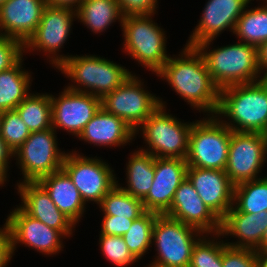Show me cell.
Listing matches in <instances>:
<instances>
[{"label": "cell", "instance_id": "obj_1", "mask_svg": "<svg viewBox=\"0 0 267 267\" xmlns=\"http://www.w3.org/2000/svg\"><path fill=\"white\" fill-rule=\"evenodd\" d=\"M180 54L170 56L156 76L166 80L191 107L208 116L216 115L220 89L212 81L203 55L186 45Z\"/></svg>", "mask_w": 267, "mask_h": 267}, {"label": "cell", "instance_id": "obj_2", "mask_svg": "<svg viewBox=\"0 0 267 267\" xmlns=\"http://www.w3.org/2000/svg\"><path fill=\"white\" fill-rule=\"evenodd\" d=\"M217 117L231 131L267 133V80L220 89Z\"/></svg>", "mask_w": 267, "mask_h": 267}, {"label": "cell", "instance_id": "obj_3", "mask_svg": "<svg viewBox=\"0 0 267 267\" xmlns=\"http://www.w3.org/2000/svg\"><path fill=\"white\" fill-rule=\"evenodd\" d=\"M212 41L202 42L196 48L203 55L211 79L219 89L262 80L256 46L239 41L211 50Z\"/></svg>", "mask_w": 267, "mask_h": 267}, {"label": "cell", "instance_id": "obj_4", "mask_svg": "<svg viewBox=\"0 0 267 267\" xmlns=\"http://www.w3.org/2000/svg\"><path fill=\"white\" fill-rule=\"evenodd\" d=\"M117 63L94 55H70L57 69L70 78L73 83L68 89L92 94L103 99L114 91L131 72ZM73 80V81H72Z\"/></svg>", "mask_w": 267, "mask_h": 267}, {"label": "cell", "instance_id": "obj_5", "mask_svg": "<svg viewBox=\"0 0 267 267\" xmlns=\"http://www.w3.org/2000/svg\"><path fill=\"white\" fill-rule=\"evenodd\" d=\"M154 15H126L121 29L124 52L144 68L157 73L170 56L166 51V33L152 20Z\"/></svg>", "mask_w": 267, "mask_h": 267}, {"label": "cell", "instance_id": "obj_6", "mask_svg": "<svg viewBox=\"0 0 267 267\" xmlns=\"http://www.w3.org/2000/svg\"><path fill=\"white\" fill-rule=\"evenodd\" d=\"M230 138L231 130L216 115L193 121L185 159L188 167L225 171Z\"/></svg>", "mask_w": 267, "mask_h": 267}, {"label": "cell", "instance_id": "obj_7", "mask_svg": "<svg viewBox=\"0 0 267 267\" xmlns=\"http://www.w3.org/2000/svg\"><path fill=\"white\" fill-rule=\"evenodd\" d=\"M193 122L186 124L166 113L160 105L135 131L140 130L148 148H138L158 158L186 159Z\"/></svg>", "mask_w": 267, "mask_h": 267}, {"label": "cell", "instance_id": "obj_8", "mask_svg": "<svg viewBox=\"0 0 267 267\" xmlns=\"http://www.w3.org/2000/svg\"><path fill=\"white\" fill-rule=\"evenodd\" d=\"M205 235L193 226L158 215L155 219L152 243L157 254L150 265L158 267H189L192 250L196 242Z\"/></svg>", "mask_w": 267, "mask_h": 267}, {"label": "cell", "instance_id": "obj_9", "mask_svg": "<svg viewBox=\"0 0 267 267\" xmlns=\"http://www.w3.org/2000/svg\"><path fill=\"white\" fill-rule=\"evenodd\" d=\"M56 131L49 128L31 132L14 151V158L23 174L22 182H37L44 176L62 169L66 153L58 149Z\"/></svg>", "mask_w": 267, "mask_h": 267}, {"label": "cell", "instance_id": "obj_10", "mask_svg": "<svg viewBox=\"0 0 267 267\" xmlns=\"http://www.w3.org/2000/svg\"><path fill=\"white\" fill-rule=\"evenodd\" d=\"M144 84L131 74L119 87L101 99V106L121 118L135 131L165 102L144 89Z\"/></svg>", "mask_w": 267, "mask_h": 267}, {"label": "cell", "instance_id": "obj_11", "mask_svg": "<svg viewBox=\"0 0 267 267\" xmlns=\"http://www.w3.org/2000/svg\"><path fill=\"white\" fill-rule=\"evenodd\" d=\"M62 169L71 178L85 204H100L103 197L117 184L114 170L101 158L83 156L76 151L65 155Z\"/></svg>", "mask_w": 267, "mask_h": 267}, {"label": "cell", "instance_id": "obj_12", "mask_svg": "<svg viewBox=\"0 0 267 267\" xmlns=\"http://www.w3.org/2000/svg\"><path fill=\"white\" fill-rule=\"evenodd\" d=\"M76 17L77 13L74 9L46 5L42 12L40 24L24 45V52L28 49L30 52L34 50L45 52L44 55H49L50 64L57 69L63 61L69 58L68 54L60 55L58 53L68 39L73 18L76 19Z\"/></svg>", "mask_w": 267, "mask_h": 267}, {"label": "cell", "instance_id": "obj_13", "mask_svg": "<svg viewBox=\"0 0 267 267\" xmlns=\"http://www.w3.org/2000/svg\"><path fill=\"white\" fill-rule=\"evenodd\" d=\"M266 158L265 134L231 131L225 172L234 185L260 178Z\"/></svg>", "mask_w": 267, "mask_h": 267}, {"label": "cell", "instance_id": "obj_14", "mask_svg": "<svg viewBox=\"0 0 267 267\" xmlns=\"http://www.w3.org/2000/svg\"><path fill=\"white\" fill-rule=\"evenodd\" d=\"M3 227L11 236L13 251L18 243L44 255H54L62 251V238L65 236L59 230L32 218L19 206L10 212Z\"/></svg>", "mask_w": 267, "mask_h": 267}, {"label": "cell", "instance_id": "obj_15", "mask_svg": "<svg viewBox=\"0 0 267 267\" xmlns=\"http://www.w3.org/2000/svg\"><path fill=\"white\" fill-rule=\"evenodd\" d=\"M52 128L76 137L101 107V99L89 93L65 88L58 97L51 94Z\"/></svg>", "mask_w": 267, "mask_h": 267}, {"label": "cell", "instance_id": "obj_16", "mask_svg": "<svg viewBox=\"0 0 267 267\" xmlns=\"http://www.w3.org/2000/svg\"><path fill=\"white\" fill-rule=\"evenodd\" d=\"M186 177L204 204L221 221L233 206L235 185L226 172L187 167Z\"/></svg>", "mask_w": 267, "mask_h": 267}, {"label": "cell", "instance_id": "obj_17", "mask_svg": "<svg viewBox=\"0 0 267 267\" xmlns=\"http://www.w3.org/2000/svg\"><path fill=\"white\" fill-rule=\"evenodd\" d=\"M187 167L185 159L155 157L152 187L142 199L146 211L164 215L170 209L176 190L186 178Z\"/></svg>", "mask_w": 267, "mask_h": 267}, {"label": "cell", "instance_id": "obj_18", "mask_svg": "<svg viewBox=\"0 0 267 267\" xmlns=\"http://www.w3.org/2000/svg\"><path fill=\"white\" fill-rule=\"evenodd\" d=\"M195 227L205 235L217 234L221 221L208 209L186 177L176 190L170 209L164 214Z\"/></svg>", "mask_w": 267, "mask_h": 267}, {"label": "cell", "instance_id": "obj_19", "mask_svg": "<svg viewBox=\"0 0 267 267\" xmlns=\"http://www.w3.org/2000/svg\"><path fill=\"white\" fill-rule=\"evenodd\" d=\"M249 4L248 0H208L186 46L196 47L207 40H215L227 28L234 33L237 20Z\"/></svg>", "mask_w": 267, "mask_h": 267}, {"label": "cell", "instance_id": "obj_20", "mask_svg": "<svg viewBox=\"0 0 267 267\" xmlns=\"http://www.w3.org/2000/svg\"><path fill=\"white\" fill-rule=\"evenodd\" d=\"M45 6V0L5 1L0 6V35L25 45L40 24Z\"/></svg>", "mask_w": 267, "mask_h": 267}, {"label": "cell", "instance_id": "obj_21", "mask_svg": "<svg viewBox=\"0 0 267 267\" xmlns=\"http://www.w3.org/2000/svg\"><path fill=\"white\" fill-rule=\"evenodd\" d=\"M17 186L22 201L19 207L25 213L48 227L59 230L65 237L72 235L75 224L57 208L38 182L19 181Z\"/></svg>", "mask_w": 267, "mask_h": 267}, {"label": "cell", "instance_id": "obj_22", "mask_svg": "<svg viewBox=\"0 0 267 267\" xmlns=\"http://www.w3.org/2000/svg\"><path fill=\"white\" fill-rule=\"evenodd\" d=\"M267 228V211L256 214L238 211L234 206L221 220V236H232L237 242H225L234 248L260 250L262 238Z\"/></svg>", "mask_w": 267, "mask_h": 267}, {"label": "cell", "instance_id": "obj_23", "mask_svg": "<svg viewBox=\"0 0 267 267\" xmlns=\"http://www.w3.org/2000/svg\"><path fill=\"white\" fill-rule=\"evenodd\" d=\"M135 136L133 128L101 106L77 138L90 144L93 143L94 146L112 148L132 142Z\"/></svg>", "mask_w": 267, "mask_h": 267}, {"label": "cell", "instance_id": "obj_24", "mask_svg": "<svg viewBox=\"0 0 267 267\" xmlns=\"http://www.w3.org/2000/svg\"><path fill=\"white\" fill-rule=\"evenodd\" d=\"M57 208L75 225L83 217L86 204L68 174L60 169L37 181Z\"/></svg>", "mask_w": 267, "mask_h": 267}, {"label": "cell", "instance_id": "obj_25", "mask_svg": "<svg viewBox=\"0 0 267 267\" xmlns=\"http://www.w3.org/2000/svg\"><path fill=\"white\" fill-rule=\"evenodd\" d=\"M23 60L22 57L13 67L0 72V112L15 110L30 94L31 74L22 69Z\"/></svg>", "mask_w": 267, "mask_h": 267}, {"label": "cell", "instance_id": "obj_26", "mask_svg": "<svg viewBox=\"0 0 267 267\" xmlns=\"http://www.w3.org/2000/svg\"><path fill=\"white\" fill-rule=\"evenodd\" d=\"M82 22L93 33H101L118 20L122 25L124 15L117 0H83L76 11Z\"/></svg>", "mask_w": 267, "mask_h": 267}, {"label": "cell", "instance_id": "obj_27", "mask_svg": "<svg viewBox=\"0 0 267 267\" xmlns=\"http://www.w3.org/2000/svg\"><path fill=\"white\" fill-rule=\"evenodd\" d=\"M126 164L127 187L117 185L133 197L143 199L152 187L154 180L155 157L140 149L133 152Z\"/></svg>", "mask_w": 267, "mask_h": 267}, {"label": "cell", "instance_id": "obj_28", "mask_svg": "<svg viewBox=\"0 0 267 267\" xmlns=\"http://www.w3.org/2000/svg\"><path fill=\"white\" fill-rule=\"evenodd\" d=\"M15 110L20 115L30 132L52 128L51 95L30 93Z\"/></svg>", "mask_w": 267, "mask_h": 267}, {"label": "cell", "instance_id": "obj_29", "mask_svg": "<svg viewBox=\"0 0 267 267\" xmlns=\"http://www.w3.org/2000/svg\"><path fill=\"white\" fill-rule=\"evenodd\" d=\"M248 7L237 20L233 34L239 38L238 41L258 48L267 41V2L253 9Z\"/></svg>", "mask_w": 267, "mask_h": 267}, {"label": "cell", "instance_id": "obj_30", "mask_svg": "<svg viewBox=\"0 0 267 267\" xmlns=\"http://www.w3.org/2000/svg\"><path fill=\"white\" fill-rule=\"evenodd\" d=\"M233 206L250 214L267 211V176L235 185Z\"/></svg>", "mask_w": 267, "mask_h": 267}, {"label": "cell", "instance_id": "obj_31", "mask_svg": "<svg viewBox=\"0 0 267 267\" xmlns=\"http://www.w3.org/2000/svg\"><path fill=\"white\" fill-rule=\"evenodd\" d=\"M99 208L104 216L125 217L132 220L138 219L146 212L142 199L133 197L117 184L103 197Z\"/></svg>", "mask_w": 267, "mask_h": 267}, {"label": "cell", "instance_id": "obj_32", "mask_svg": "<svg viewBox=\"0 0 267 267\" xmlns=\"http://www.w3.org/2000/svg\"><path fill=\"white\" fill-rule=\"evenodd\" d=\"M159 214L146 211L138 219L134 220L122 236L129 251L137 259H141L152 244L153 226Z\"/></svg>", "mask_w": 267, "mask_h": 267}, {"label": "cell", "instance_id": "obj_33", "mask_svg": "<svg viewBox=\"0 0 267 267\" xmlns=\"http://www.w3.org/2000/svg\"><path fill=\"white\" fill-rule=\"evenodd\" d=\"M206 237L208 234L203 235L194 245L189 267H222V251L228 245L223 240L217 241L221 237L220 233L213 234L214 239L211 236V240Z\"/></svg>", "mask_w": 267, "mask_h": 267}, {"label": "cell", "instance_id": "obj_34", "mask_svg": "<svg viewBox=\"0 0 267 267\" xmlns=\"http://www.w3.org/2000/svg\"><path fill=\"white\" fill-rule=\"evenodd\" d=\"M31 134L16 110L2 112L0 136L15 151Z\"/></svg>", "mask_w": 267, "mask_h": 267}, {"label": "cell", "instance_id": "obj_35", "mask_svg": "<svg viewBox=\"0 0 267 267\" xmlns=\"http://www.w3.org/2000/svg\"><path fill=\"white\" fill-rule=\"evenodd\" d=\"M99 244L105 258L117 267H127L138 260L129 251L122 236L99 234Z\"/></svg>", "mask_w": 267, "mask_h": 267}, {"label": "cell", "instance_id": "obj_36", "mask_svg": "<svg viewBox=\"0 0 267 267\" xmlns=\"http://www.w3.org/2000/svg\"><path fill=\"white\" fill-rule=\"evenodd\" d=\"M222 267H257L256 251L227 246L222 251Z\"/></svg>", "mask_w": 267, "mask_h": 267}, {"label": "cell", "instance_id": "obj_37", "mask_svg": "<svg viewBox=\"0 0 267 267\" xmlns=\"http://www.w3.org/2000/svg\"><path fill=\"white\" fill-rule=\"evenodd\" d=\"M23 53L24 45L20 41L0 35V72L13 67Z\"/></svg>", "mask_w": 267, "mask_h": 267}, {"label": "cell", "instance_id": "obj_38", "mask_svg": "<svg viewBox=\"0 0 267 267\" xmlns=\"http://www.w3.org/2000/svg\"><path fill=\"white\" fill-rule=\"evenodd\" d=\"M124 16L156 14L157 0H117Z\"/></svg>", "mask_w": 267, "mask_h": 267}, {"label": "cell", "instance_id": "obj_39", "mask_svg": "<svg viewBox=\"0 0 267 267\" xmlns=\"http://www.w3.org/2000/svg\"><path fill=\"white\" fill-rule=\"evenodd\" d=\"M134 220L125 217L104 216L100 234L123 236Z\"/></svg>", "mask_w": 267, "mask_h": 267}, {"label": "cell", "instance_id": "obj_40", "mask_svg": "<svg viewBox=\"0 0 267 267\" xmlns=\"http://www.w3.org/2000/svg\"><path fill=\"white\" fill-rule=\"evenodd\" d=\"M13 255L11 236L4 227H0V267H6Z\"/></svg>", "mask_w": 267, "mask_h": 267}, {"label": "cell", "instance_id": "obj_41", "mask_svg": "<svg viewBox=\"0 0 267 267\" xmlns=\"http://www.w3.org/2000/svg\"><path fill=\"white\" fill-rule=\"evenodd\" d=\"M14 156V151L5 143V141L0 136V172L7 177V172L9 169L8 163L10 162L9 158Z\"/></svg>", "mask_w": 267, "mask_h": 267}, {"label": "cell", "instance_id": "obj_42", "mask_svg": "<svg viewBox=\"0 0 267 267\" xmlns=\"http://www.w3.org/2000/svg\"><path fill=\"white\" fill-rule=\"evenodd\" d=\"M258 63L263 80H267V41L258 47Z\"/></svg>", "mask_w": 267, "mask_h": 267}, {"label": "cell", "instance_id": "obj_43", "mask_svg": "<svg viewBox=\"0 0 267 267\" xmlns=\"http://www.w3.org/2000/svg\"><path fill=\"white\" fill-rule=\"evenodd\" d=\"M83 0H45L46 5L74 9L77 11ZM74 7V8H73Z\"/></svg>", "mask_w": 267, "mask_h": 267}, {"label": "cell", "instance_id": "obj_44", "mask_svg": "<svg viewBox=\"0 0 267 267\" xmlns=\"http://www.w3.org/2000/svg\"><path fill=\"white\" fill-rule=\"evenodd\" d=\"M257 267H267V250L256 251Z\"/></svg>", "mask_w": 267, "mask_h": 267}, {"label": "cell", "instance_id": "obj_45", "mask_svg": "<svg viewBox=\"0 0 267 267\" xmlns=\"http://www.w3.org/2000/svg\"><path fill=\"white\" fill-rule=\"evenodd\" d=\"M267 249V228L265 230L264 236L262 238V243L260 245V250H266Z\"/></svg>", "mask_w": 267, "mask_h": 267}, {"label": "cell", "instance_id": "obj_46", "mask_svg": "<svg viewBox=\"0 0 267 267\" xmlns=\"http://www.w3.org/2000/svg\"><path fill=\"white\" fill-rule=\"evenodd\" d=\"M8 181L6 177L0 172V186H5L4 183Z\"/></svg>", "mask_w": 267, "mask_h": 267}, {"label": "cell", "instance_id": "obj_47", "mask_svg": "<svg viewBox=\"0 0 267 267\" xmlns=\"http://www.w3.org/2000/svg\"><path fill=\"white\" fill-rule=\"evenodd\" d=\"M265 140H266V157H267V133L265 134Z\"/></svg>", "mask_w": 267, "mask_h": 267}, {"label": "cell", "instance_id": "obj_48", "mask_svg": "<svg viewBox=\"0 0 267 267\" xmlns=\"http://www.w3.org/2000/svg\"><path fill=\"white\" fill-rule=\"evenodd\" d=\"M7 0H0V6Z\"/></svg>", "mask_w": 267, "mask_h": 267}, {"label": "cell", "instance_id": "obj_49", "mask_svg": "<svg viewBox=\"0 0 267 267\" xmlns=\"http://www.w3.org/2000/svg\"><path fill=\"white\" fill-rule=\"evenodd\" d=\"M2 112H0V126H1Z\"/></svg>", "mask_w": 267, "mask_h": 267}, {"label": "cell", "instance_id": "obj_50", "mask_svg": "<svg viewBox=\"0 0 267 267\" xmlns=\"http://www.w3.org/2000/svg\"><path fill=\"white\" fill-rule=\"evenodd\" d=\"M148 267H158V266H155V265H150V264H149V266H148Z\"/></svg>", "mask_w": 267, "mask_h": 267}]
</instances>
